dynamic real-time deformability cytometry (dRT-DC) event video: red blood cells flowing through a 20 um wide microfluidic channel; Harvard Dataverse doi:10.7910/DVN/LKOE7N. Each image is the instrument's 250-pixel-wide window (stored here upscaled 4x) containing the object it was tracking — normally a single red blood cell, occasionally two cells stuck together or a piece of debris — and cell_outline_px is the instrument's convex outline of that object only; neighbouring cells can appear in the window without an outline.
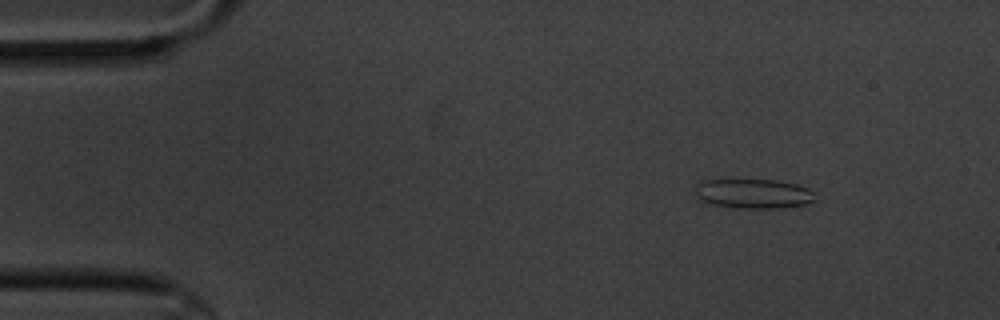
{"species": "common noctule bat (a hibernating species)", "species_latin": "Nyctalus noctula", "temperature_condition": "cold", "stored_images_in_passage": 6, "camera_frame_rate_fps": 3000, "um_per_image_px": 0.085, "animal": {"sex": "male", "body_mass_g": 20.1, "forearm_length_mm": 53.5}, "frame": {"image": 1, "passage_image": 2, "time_ms": 1.0, "image_size_px": [1000, 320], "cell_outline_px": [[816, 200], [808, 204], [784, 208], [736, 208], [712, 204], [704, 200], [696, 192], [696, 184], [704, 180], [780, 180], [796, 184], [808, 188], [812, 192]], "centroid_in_image_um": [64.12, 16.46], "position_along_channel_um": 20.9, "area_um2": 20.58}}